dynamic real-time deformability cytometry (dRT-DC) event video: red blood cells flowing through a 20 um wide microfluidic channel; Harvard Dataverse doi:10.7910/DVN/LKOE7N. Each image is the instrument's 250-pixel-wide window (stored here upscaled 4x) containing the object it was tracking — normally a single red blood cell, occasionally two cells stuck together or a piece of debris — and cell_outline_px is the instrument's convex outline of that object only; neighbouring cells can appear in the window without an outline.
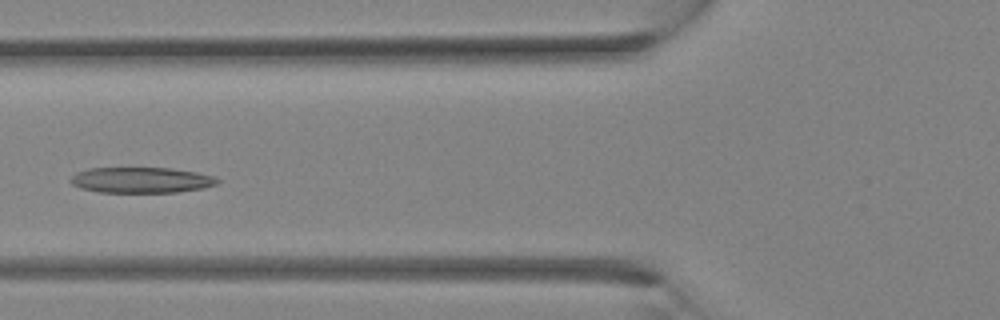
{"species": "Egyptian fruit bat (a non-hibernating species)", "species_latin": "Rousettus aegyptiacus", "temperature_condition": "room temperature", "stored_images_in_passage": 32, "camera_frame_rate_fps": 3000, "um_per_image_px": 0.085, "animal": {"sex": "female"}, "frame": {"image": 1, "passage_image": 12, "time_ms": 3.667, "image_size_px": [1000, 320], "cell_outline_px": [[220, 180], [216, 184], [204, 188], [176, 192], [100, 192], [80, 188], [72, 184], [68, 180], [76, 172], [88, 168], [172, 168], [196, 172], [216, 176]], "centroid_in_image_um": [12.0, 15.3], "position_along_channel_um": 113.8, "area_um2": 22.08}}
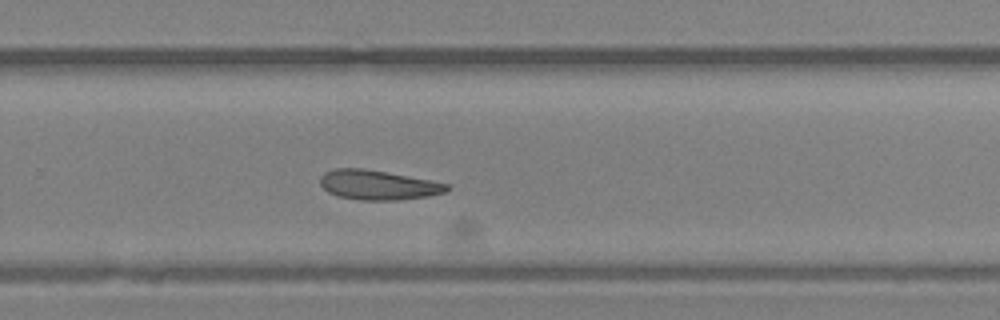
{"frame": {"image": 2, "passage_image": 21, "time_ms": 6.667, "image_size_px": [1000, 320], "cell_outline_px": [[452, 188], [444, 192], [428, 196], [396, 200], [360, 200], [340, 196], [328, 192], [320, 184], [320, 176], [324, 172], [336, 168], [364, 168], [432, 180], [448, 184]], "centroid_in_image_um": [32.14, 15.71], "position_along_channel_um": 297.7, "area_um2": 21.85}}
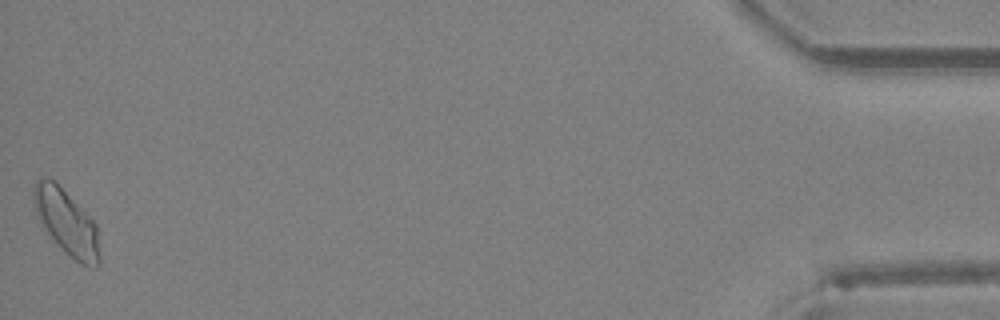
{"frame": {"image": 3, "passage_image": 32, "time_ms": 10.333, "image_size_px": [1000, 320], "cell_outline_px": [[100, 264], [96, 268], [92, 268], [80, 264], [64, 252], [40, 224], [36, 216], [32, 196], [32, 188], [36, 180], [40, 176], [48, 176], [56, 180], [96, 224], [100, 256]], "centroid_in_image_um": [5.62, 18.86], "position_along_channel_um": 429.6, "area_um2": 25.66}}